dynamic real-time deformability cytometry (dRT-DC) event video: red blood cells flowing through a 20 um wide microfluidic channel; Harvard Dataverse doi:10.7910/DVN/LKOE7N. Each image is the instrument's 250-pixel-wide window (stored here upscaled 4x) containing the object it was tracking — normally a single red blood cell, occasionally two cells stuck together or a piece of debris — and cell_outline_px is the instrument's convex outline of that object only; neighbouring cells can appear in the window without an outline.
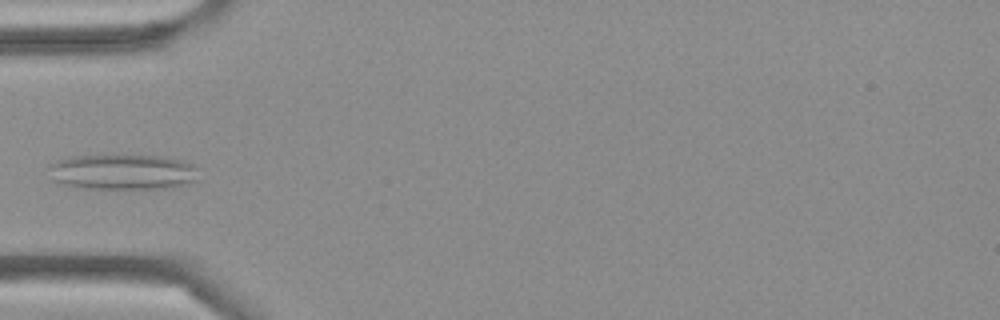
{"species": "Egyptian fruit bat (a non-hibernating species)", "species_latin": "Rousettus aegyptiacus", "temperature_condition": "cold", "stored_images_in_passage": 5, "camera_frame_rate_fps": 3000, "um_per_image_px": 0.085, "frame": {"image": 1, "passage_image": 4, "time_ms": 1.0, "image_size_px": [1000, 320], "cell_outline_px": [[200, 168], [196, 180], [184, 184], [168, 188], [84, 188], [60, 184], [52, 180], [44, 168], [48, 164], [56, 160], [72, 156], [112, 152], [164, 156], [184, 160]], "centroid_in_image_um": [10.35, 14.55], "position_along_channel_um": 74.6, "area_um2": 32.66}}